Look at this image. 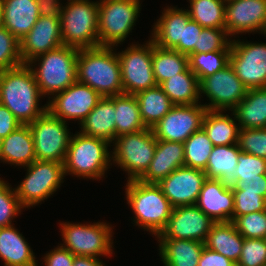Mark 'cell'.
<instances>
[{"mask_svg":"<svg viewBox=\"0 0 266 266\" xmlns=\"http://www.w3.org/2000/svg\"><path fill=\"white\" fill-rule=\"evenodd\" d=\"M42 97L28 64L0 71V104L6 106L21 124L32 123L47 110L39 106Z\"/></svg>","mask_w":266,"mask_h":266,"instance_id":"cell-1","label":"cell"},{"mask_svg":"<svg viewBox=\"0 0 266 266\" xmlns=\"http://www.w3.org/2000/svg\"><path fill=\"white\" fill-rule=\"evenodd\" d=\"M113 47L79 49L77 82L88 85L102 97L123 93L121 67Z\"/></svg>","mask_w":266,"mask_h":266,"instance_id":"cell-2","label":"cell"},{"mask_svg":"<svg viewBox=\"0 0 266 266\" xmlns=\"http://www.w3.org/2000/svg\"><path fill=\"white\" fill-rule=\"evenodd\" d=\"M127 204L135 214V222L156 237L165 229L173 207L155 183H144L138 179L127 180Z\"/></svg>","mask_w":266,"mask_h":266,"instance_id":"cell-3","label":"cell"},{"mask_svg":"<svg viewBox=\"0 0 266 266\" xmlns=\"http://www.w3.org/2000/svg\"><path fill=\"white\" fill-rule=\"evenodd\" d=\"M78 52L79 50L74 47L62 45L35 57L28 63L42 97L54 96L77 81ZM37 61L38 67H35L33 64Z\"/></svg>","mask_w":266,"mask_h":266,"instance_id":"cell-4","label":"cell"},{"mask_svg":"<svg viewBox=\"0 0 266 266\" xmlns=\"http://www.w3.org/2000/svg\"><path fill=\"white\" fill-rule=\"evenodd\" d=\"M110 143L104 139L78 132L72 135L64 160L66 174L89 179H101L110 167ZM109 166V167H108Z\"/></svg>","mask_w":266,"mask_h":266,"instance_id":"cell-5","label":"cell"},{"mask_svg":"<svg viewBox=\"0 0 266 266\" xmlns=\"http://www.w3.org/2000/svg\"><path fill=\"white\" fill-rule=\"evenodd\" d=\"M67 1L60 16L63 45L78 50L98 47V1Z\"/></svg>","mask_w":266,"mask_h":266,"instance_id":"cell-6","label":"cell"},{"mask_svg":"<svg viewBox=\"0 0 266 266\" xmlns=\"http://www.w3.org/2000/svg\"><path fill=\"white\" fill-rule=\"evenodd\" d=\"M140 0H100L98 2L99 46L121 44L132 31L140 13Z\"/></svg>","mask_w":266,"mask_h":266,"instance_id":"cell-7","label":"cell"},{"mask_svg":"<svg viewBox=\"0 0 266 266\" xmlns=\"http://www.w3.org/2000/svg\"><path fill=\"white\" fill-rule=\"evenodd\" d=\"M112 162L127 171L128 181L139 179L149 168L157 139L151 128L136 133L123 134L113 142Z\"/></svg>","mask_w":266,"mask_h":266,"instance_id":"cell-8","label":"cell"},{"mask_svg":"<svg viewBox=\"0 0 266 266\" xmlns=\"http://www.w3.org/2000/svg\"><path fill=\"white\" fill-rule=\"evenodd\" d=\"M27 167V174L15 188L24 208L34 206L54 194L65 177L63 163L35 160Z\"/></svg>","mask_w":266,"mask_h":266,"instance_id":"cell-9","label":"cell"},{"mask_svg":"<svg viewBox=\"0 0 266 266\" xmlns=\"http://www.w3.org/2000/svg\"><path fill=\"white\" fill-rule=\"evenodd\" d=\"M62 247L75 256H110L112 250V227L104 222L93 224L60 223Z\"/></svg>","mask_w":266,"mask_h":266,"instance_id":"cell-10","label":"cell"},{"mask_svg":"<svg viewBox=\"0 0 266 266\" xmlns=\"http://www.w3.org/2000/svg\"><path fill=\"white\" fill-rule=\"evenodd\" d=\"M66 124L48 110L28 124L34 139L36 160L64 163L72 137Z\"/></svg>","mask_w":266,"mask_h":266,"instance_id":"cell-11","label":"cell"},{"mask_svg":"<svg viewBox=\"0 0 266 266\" xmlns=\"http://www.w3.org/2000/svg\"><path fill=\"white\" fill-rule=\"evenodd\" d=\"M117 55L123 93L135 95L157 85L152 68V39L145 45L132 44Z\"/></svg>","mask_w":266,"mask_h":266,"instance_id":"cell-12","label":"cell"},{"mask_svg":"<svg viewBox=\"0 0 266 266\" xmlns=\"http://www.w3.org/2000/svg\"><path fill=\"white\" fill-rule=\"evenodd\" d=\"M199 86L200 96L203 93L211 101L209 105L204 104L210 111H227V109L232 111L241 103L248 90L230 64L213 75L203 78Z\"/></svg>","mask_w":266,"mask_h":266,"instance_id":"cell-13","label":"cell"},{"mask_svg":"<svg viewBox=\"0 0 266 266\" xmlns=\"http://www.w3.org/2000/svg\"><path fill=\"white\" fill-rule=\"evenodd\" d=\"M230 65L248 90L266 87V43L232 40Z\"/></svg>","mask_w":266,"mask_h":266,"instance_id":"cell-14","label":"cell"},{"mask_svg":"<svg viewBox=\"0 0 266 266\" xmlns=\"http://www.w3.org/2000/svg\"><path fill=\"white\" fill-rule=\"evenodd\" d=\"M206 107L203 104L174 105L151 129L157 140L184 143L202 128Z\"/></svg>","mask_w":266,"mask_h":266,"instance_id":"cell-15","label":"cell"},{"mask_svg":"<svg viewBox=\"0 0 266 266\" xmlns=\"http://www.w3.org/2000/svg\"><path fill=\"white\" fill-rule=\"evenodd\" d=\"M102 96L88 85L75 82L64 91L51 97L47 110L58 119L79 120L81 124Z\"/></svg>","mask_w":266,"mask_h":266,"instance_id":"cell-16","label":"cell"},{"mask_svg":"<svg viewBox=\"0 0 266 266\" xmlns=\"http://www.w3.org/2000/svg\"><path fill=\"white\" fill-rule=\"evenodd\" d=\"M214 223L195 204L175 207L157 239H187L204 243Z\"/></svg>","mask_w":266,"mask_h":266,"instance_id":"cell-17","label":"cell"},{"mask_svg":"<svg viewBox=\"0 0 266 266\" xmlns=\"http://www.w3.org/2000/svg\"><path fill=\"white\" fill-rule=\"evenodd\" d=\"M203 170L186 166L172 171L158 185L173 208L194 205L206 180Z\"/></svg>","mask_w":266,"mask_h":266,"instance_id":"cell-18","label":"cell"},{"mask_svg":"<svg viewBox=\"0 0 266 266\" xmlns=\"http://www.w3.org/2000/svg\"><path fill=\"white\" fill-rule=\"evenodd\" d=\"M225 28L230 38L254 31L266 35V0L226 1Z\"/></svg>","mask_w":266,"mask_h":266,"instance_id":"cell-19","label":"cell"},{"mask_svg":"<svg viewBox=\"0 0 266 266\" xmlns=\"http://www.w3.org/2000/svg\"><path fill=\"white\" fill-rule=\"evenodd\" d=\"M63 45L60 17L40 16L32 29L20 40L23 64Z\"/></svg>","mask_w":266,"mask_h":266,"instance_id":"cell-20","label":"cell"},{"mask_svg":"<svg viewBox=\"0 0 266 266\" xmlns=\"http://www.w3.org/2000/svg\"><path fill=\"white\" fill-rule=\"evenodd\" d=\"M215 222H233L234 195L219 180L206 179L195 204Z\"/></svg>","mask_w":266,"mask_h":266,"instance_id":"cell-21","label":"cell"},{"mask_svg":"<svg viewBox=\"0 0 266 266\" xmlns=\"http://www.w3.org/2000/svg\"><path fill=\"white\" fill-rule=\"evenodd\" d=\"M185 166L184 143L157 140L156 150L149 168L138 179L144 183L158 184L172 171Z\"/></svg>","mask_w":266,"mask_h":266,"instance_id":"cell-22","label":"cell"},{"mask_svg":"<svg viewBox=\"0 0 266 266\" xmlns=\"http://www.w3.org/2000/svg\"><path fill=\"white\" fill-rule=\"evenodd\" d=\"M240 152L237 144L214 146L203 170L206 178L219 180L226 190L234 191L238 186L235 170Z\"/></svg>","mask_w":266,"mask_h":266,"instance_id":"cell-23","label":"cell"},{"mask_svg":"<svg viewBox=\"0 0 266 266\" xmlns=\"http://www.w3.org/2000/svg\"><path fill=\"white\" fill-rule=\"evenodd\" d=\"M0 1L2 25L20 41L40 17L37 0Z\"/></svg>","mask_w":266,"mask_h":266,"instance_id":"cell-24","label":"cell"},{"mask_svg":"<svg viewBox=\"0 0 266 266\" xmlns=\"http://www.w3.org/2000/svg\"><path fill=\"white\" fill-rule=\"evenodd\" d=\"M1 162L15 166H29L36 160L34 139L28 124H22L3 138L0 149Z\"/></svg>","mask_w":266,"mask_h":266,"instance_id":"cell-25","label":"cell"},{"mask_svg":"<svg viewBox=\"0 0 266 266\" xmlns=\"http://www.w3.org/2000/svg\"><path fill=\"white\" fill-rule=\"evenodd\" d=\"M115 113L114 96L102 97L80 124V132L113 143L116 139Z\"/></svg>","mask_w":266,"mask_h":266,"instance_id":"cell-26","label":"cell"},{"mask_svg":"<svg viewBox=\"0 0 266 266\" xmlns=\"http://www.w3.org/2000/svg\"><path fill=\"white\" fill-rule=\"evenodd\" d=\"M28 244L13 225L0 228V258L5 266H37Z\"/></svg>","mask_w":266,"mask_h":266,"instance_id":"cell-27","label":"cell"},{"mask_svg":"<svg viewBox=\"0 0 266 266\" xmlns=\"http://www.w3.org/2000/svg\"><path fill=\"white\" fill-rule=\"evenodd\" d=\"M244 237L237 231L234 223L215 222L204 241V246L218 252L237 264Z\"/></svg>","mask_w":266,"mask_h":266,"instance_id":"cell-28","label":"cell"},{"mask_svg":"<svg viewBox=\"0 0 266 266\" xmlns=\"http://www.w3.org/2000/svg\"><path fill=\"white\" fill-rule=\"evenodd\" d=\"M165 266H198L204 243L187 239H158Z\"/></svg>","mask_w":266,"mask_h":266,"instance_id":"cell-29","label":"cell"},{"mask_svg":"<svg viewBox=\"0 0 266 266\" xmlns=\"http://www.w3.org/2000/svg\"><path fill=\"white\" fill-rule=\"evenodd\" d=\"M163 11L153 27L151 39L158 47L173 49L182 39L183 21L189 13L171 6Z\"/></svg>","mask_w":266,"mask_h":266,"instance_id":"cell-30","label":"cell"},{"mask_svg":"<svg viewBox=\"0 0 266 266\" xmlns=\"http://www.w3.org/2000/svg\"><path fill=\"white\" fill-rule=\"evenodd\" d=\"M232 111L241 129L266 128V87L247 90Z\"/></svg>","mask_w":266,"mask_h":266,"instance_id":"cell-31","label":"cell"},{"mask_svg":"<svg viewBox=\"0 0 266 266\" xmlns=\"http://www.w3.org/2000/svg\"><path fill=\"white\" fill-rule=\"evenodd\" d=\"M232 115L234 119L228 114H223V111L207 110L205 112L202 129L214 146L237 144L240 127L236 122L235 114Z\"/></svg>","mask_w":266,"mask_h":266,"instance_id":"cell-32","label":"cell"},{"mask_svg":"<svg viewBox=\"0 0 266 266\" xmlns=\"http://www.w3.org/2000/svg\"><path fill=\"white\" fill-rule=\"evenodd\" d=\"M160 86L174 105H193L200 100L199 79L190 68L175 74Z\"/></svg>","mask_w":266,"mask_h":266,"instance_id":"cell-33","label":"cell"},{"mask_svg":"<svg viewBox=\"0 0 266 266\" xmlns=\"http://www.w3.org/2000/svg\"><path fill=\"white\" fill-rule=\"evenodd\" d=\"M144 125L152 128L174 106L160 85L135 94Z\"/></svg>","mask_w":266,"mask_h":266,"instance_id":"cell-34","label":"cell"},{"mask_svg":"<svg viewBox=\"0 0 266 266\" xmlns=\"http://www.w3.org/2000/svg\"><path fill=\"white\" fill-rule=\"evenodd\" d=\"M152 68L157 85L189 68V57L174 49L158 47L152 40Z\"/></svg>","mask_w":266,"mask_h":266,"instance_id":"cell-35","label":"cell"},{"mask_svg":"<svg viewBox=\"0 0 266 266\" xmlns=\"http://www.w3.org/2000/svg\"><path fill=\"white\" fill-rule=\"evenodd\" d=\"M116 137L136 133L145 128L135 95L122 93L114 96Z\"/></svg>","mask_w":266,"mask_h":266,"instance_id":"cell-36","label":"cell"},{"mask_svg":"<svg viewBox=\"0 0 266 266\" xmlns=\"http://www.w3.org/2000/svg\"><path fill=\"white\" fill-rule=\"evenodd\" d=\"M191 20L203 28H225L226 0H189Z\"/></svg>","mask_w":266,"mask_h":266,"instance_id":"cell-37","label":"cell"},{"mask_svg":"<svg viewBox=\"0 0 266 266\" xmlns=\"http://www.w3.org/2000/svg\"><path fill=\"white\" fill-rule=\"evenodd\" d=\"M213 143L201 128L184 142L185 166L204 170L213 150Z\"/></svg>","mask_w":266,"mask_h":266,"instance_id":"cell-38","label":"cell"},{"mask_svg":"<svg viewBox=\"0 0 266 266\" xmlns=\"http://www.w3.org/2000/svg\"><path fill=\"white\" fill-rule=\"evenodd\" d=\"M231 50L190 54L189 68L198 77L199 82L230 64Z\"/></svg>","mask_w":266,"mask_h":266,"instance_id":"cell-39","label":"cell"},{"mask_svg":"<svg viewBox=\"0 0 266 266\" xmlns=\"http://www.w3.org/2000/svg\"><path fill=\"white\" fill-rule=\"evenodd\" d=\"M20 41L3 25L0 26V71L22 65Z\"/></svg>","mask_w":266,"mask_h":266,"instance_id":"cell-40","label":"cell"},{"mask_svg":"<svg viewBox=\"0 0 266 266\" xmlns=\"http://www.w3.org/2000/svg\"><path fill=\"white\" fill-rule=\"evenodd\" d=\"M226 28H203L198 36L195 53L231 50V39Z\"/></svg>","mask_w":266,"mask_h":266,"instance_id":"cell-41","label":"cell"},{"mask_svg":"<svg viewBox=\"0 0 266 266\" xmlns=\"http://www.w3.org/2000/svg\"><path fill=\"white\" fill-rule=\"evenodd\" d=\"M233 223L244 238L266 239V210L238 216Z\"/></svg>","mask_w":266,"mask_h":266,"instance_id":"cell-42","label":"cell"},{"mask_svg":"<svg viewBox=\"0 0 266 266\" xmlns=\"http://www.w3.org/2000/svg\"><path fill=\"white\" fill-rule=\"evenodd\" d=\"M237 145L241 152L266 159V128H240Z\"/></svg>","mask_w":266,"mask_h":266,"instance_id":"cell-43","label":"cell"},{"mask_svg":"<svg viewBox=\"0 0 266 266\" xmlns=\"http://www.w3.org/2000/svg\"><path fill=\"white\" fill-rule=\"evenodd\" d=\"M23 208L15 189L0 178V228L12 225V219L20 214Z\"/></svg>","mask_w":266,"mask_h":266,"instance_id":"cell-44","label":"cell"},{"mask_svg":"<svg viewBox=\"0 0 266 266\" xmlns=\"http://www.w3.org/2000/svg\"><path fill=\"white\" fill-rule=\"evenodd\" d=\"M236 266H266V239L244 238Z\"/></svg>","mask_w":266,"mask_h":266,"instance_id":"cell-45","label":"cell"},{"mask_svg":"<svg viewBox=\"0 0 266 266\" xmlns=\"http://www.w3.org/2000/svg\"><path fill=\"white\" fill-rule=\"evenodd\" d=\"M233 221L241 215L266 210V200L258 193L234 190Z\"/></svg>","mask_w":266,"mask_h":266,"instance_id":"cell-46","label":"cell"},{"mask_svg":"<svg viewBox=\"0 0 266 266\" xmlns=\"http://www.w3.org/2000/svg\"><path fill=\"white\" fill-rule=\"evenodd\" d=\"M237 168L235 170L237 180L260 178V174H266V159L252 154L240 152Z\"/></svg>","mask_w":266,"mask_h":266,"instance_id":"cell-47","label":"cell"},{"mask_svg":"<svg viewBox=\"0 0 266 266\" xmlns=\"http://www.w3.org/2000/svg\"><path fill=\"white\" fill-rule=\"evenodd\" d=\"M202 29L203 27L199 23L191 20L188 16L183 21L182 39L173 49L188 56L195 54V45H197L198 36Z\"/></svg>","mask_w":266,"mask_h":266,"instance_id":"cell-48","label":"cell"},{"mask_svg":"<svg viewBox=\"0 0 266 266\" xmlns=\"http://www.w3.org/2000/svg\"><path fill=\"white\" fill-rule=\"evenodd\" d=\"M74 257L69 250L58 246L44 257L45 266H73Z\"/></svg>","mask_w":266,"mask_h":266,"instance_id":"cell-49","label":"cell"},{"mask_svg":"<svg viewBox=\"0 0 266 266\" xmlns=\"http://www.w3.org/2000/svg\"><path fill=\"white\" fill-rule=\"evenodd\" d=\"M21 125V122L12 112L6 106L0 104V137H7Z\"/></svg>","mask_w":266,"mask_h":266,"instance_id":"cell-50","label":"cell"},{"mask_svg":"<svg viewBox=\"0 0 266 266\" xmlns=\"http://www.w3.org/2000/svg\"><path fill=\"white\" fill-rule=\"evenodd\" d=\"M198 266H236V263L204 246Z\"/></svg>","mask_w":266,"mask_h":266,"instance_id":"cell-51","label":"cell"},{"mask_svg":"<svg viewBox=\"0 0 266 266\" xmlns=\"http://www.w3.org/2000/svg\"><path fill=\"white\" fill-rule=\"evenodd\" d=\"M235 190L258 193L266 200V174H260V178L240 179Z\"/></svg>","mask_w":266,"mask_h":266,"instance_id":"cell-52","label":"cell"},{"mask_svg":"<svg viewBox=\"0 0 266 266\" xmlns=\"http://www.w3.org/2000/svg\"><path fill=\"white\" fill-rule=\"evenodd\" d=\"M40 16L60 17L64 6L59 0H37Z\"/></svg>","mask_w":266,"mask_h":266,"instance_id":"cell-53","label":"cell"},{"mask_svg":"<svg viewBox=\"0 0 266 266\" xmlns=\"http://www.w3.org/2000/svg\"><path fill=\"white\" fill-rule=\"evenodd\" d=\"M99 258L90 256H75L73 266H104Z\"/></svg>","mask_w":266,"mask_h":266,"instance_id":"cell-54","label":"cell"},{"mask_svg":"<svg viewBox=\"0 0 266 266\" xmlns=\"http://www.w3.org/2000/svg\"><path fill=\"white\" fill-rule=\"evenodd\" d=\"M2 25V12H1V1H0V26Z\"/></svg>","mask_w":266,"mask_h":266,"instance_id":"cell-55","label":"cell"},{"mask_svg":"<svg viewBox=\"0 0 266 266\" xmlns=\"http://www.w3.org/2000/svg\"><path fill=\"white\" fill-rule=\"evenodd\" d=\"M2 140H3V138L0 137V149H1V146H2Z\"/></svg>","mask_w":266,"mask_h":266,"instance_id":"cell-56","label":"cell"}]
</instances>
